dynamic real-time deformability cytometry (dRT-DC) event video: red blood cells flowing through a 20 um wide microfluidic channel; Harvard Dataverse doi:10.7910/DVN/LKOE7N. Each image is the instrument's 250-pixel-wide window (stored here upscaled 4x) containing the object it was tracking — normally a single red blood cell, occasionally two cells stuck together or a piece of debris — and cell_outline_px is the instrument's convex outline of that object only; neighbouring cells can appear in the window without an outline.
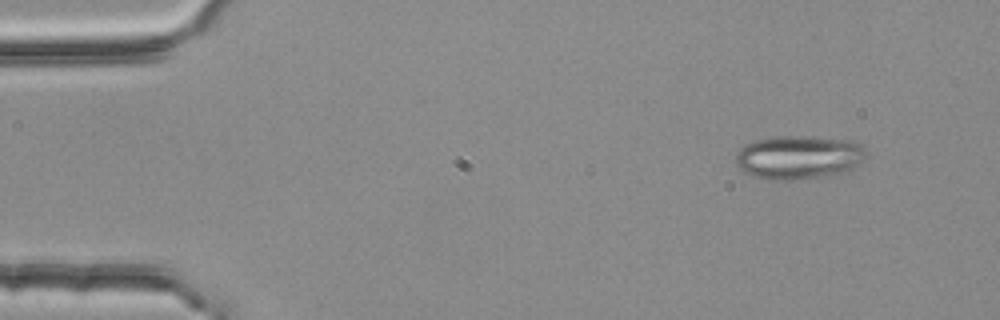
{"species": "common noctule bat (a hibernating species)", "species_latin": "Nyctalus noctula", "temperature_condition": "room temperature", "stored_images_in_passage": 3, "camera_frame_rate_fps": 3000, "um_per_image_px": 0.085, "animal": {"sex": "female", "body_mass_g": 25.1}, "frame": {"image": 1, "passage_image": 1, "time_ms": 0.0, "image_size_px": [1000, 320], "cell_outline_px": [[864, 156], [848, 172], [836, 176], [788, 180], [768, 180], [752, 176], [744, 172], [736, 164], [736, 152], [744, 144], [756, 140], [772, 136], [812, 136], [852, 140], [860, 144], [864, 148]], "centroid_in_image_um": [67.86, 13.37], "position_along_channel_um": 17.1, "area_um2": 33.7}}